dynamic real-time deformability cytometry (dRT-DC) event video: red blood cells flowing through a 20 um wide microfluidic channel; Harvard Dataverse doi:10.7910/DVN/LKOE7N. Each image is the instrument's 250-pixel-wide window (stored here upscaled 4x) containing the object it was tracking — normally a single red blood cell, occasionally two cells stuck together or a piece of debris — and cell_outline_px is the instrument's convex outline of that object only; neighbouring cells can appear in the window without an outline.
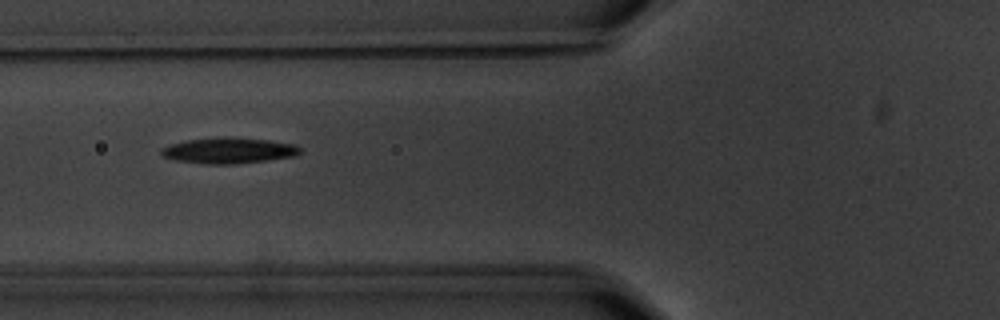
{"species": "common noctule bat (a hibernating species)", "species_latin": "Nyctalus noctula", "temperature_condition": "warm", "stored_images_in_passage": 12, "camera_frame_rate_fps": 3000, "um_per_image_px": 0.085, "animal": {"sex": "male", "body_mass_g": 20.1, "forearm_length_mm": 53.5}, "frame": {"image": 1, "passage_image": 3, "time_ms": 2.333, "image_size_px": [1000, 320], "cell_outline_px": [[304, 152], [296, 156], [232, 164], [204, 164], [176, 160], [164, 156], [160, 152], [160, 148], [184, 140], [220, 136], [232, 136], [268, 140], [296, 144], [304, 148]], "centroid_in_image_um": [19.49, 12.77], "position_along_channel_um": 106.3, "area_um2": 21.27}}
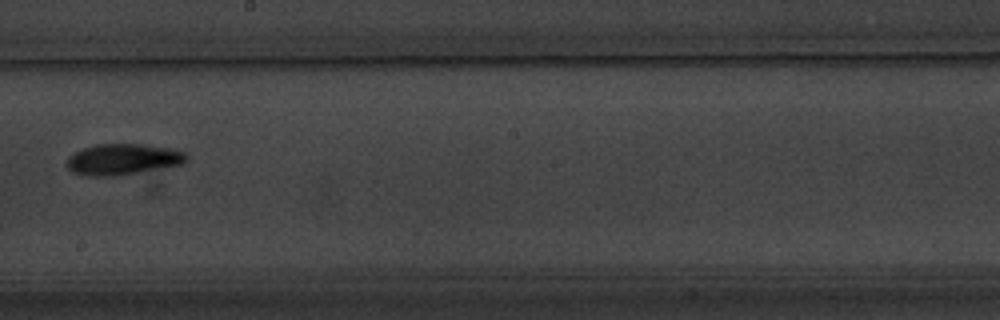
{"frame": {"image": 2, "passage_image": 6, "time_ms": 6.0, "image_size_px": [1000, 320], "cell_outline_px": [[188, 160], [184, 164], [116, 176], [84, 176], [72, 172], [64, 164], [68, 156], [84, 148], [96, 144], [144, 144], [172, 148], [188, 152]], "centroid_in_image_um": [10.46, 13.54], "position_along_channel_um": 237.7, "area_um2": 22.02}}
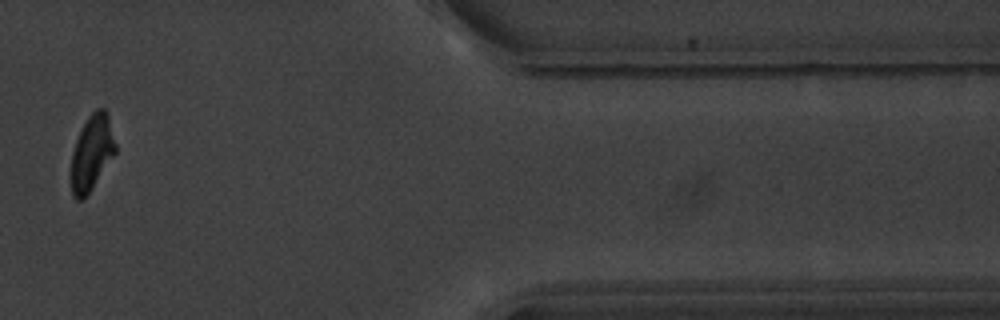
{"frame": {"image": 3, "passage_image": 10, "time_ms": 11.667, "image_size_px": [1000, 320], "cell_outline_px": [[116, 152], [84, 200], [76, 200], [72, 196], [72, 152], [76, 140], [88, 116], [96, 108], [104, 108], [108, 112], [116, 144]], "centroid_in_image_um": [7.82, 12.97], "position_along_channel_um": 403.6, "area_um2": 19.36}, "authors_computed_cell_mechanics": {"area_um2": 20.1722, "velocity_mm_per_s": 3.5803, "shape_relaxation_time_tau1_ms": 3.3482, "shape_relaxation_time_tau2_ms": null, "deformation_change_tau1": 0.1205, "deformation_change_tau2": null}}